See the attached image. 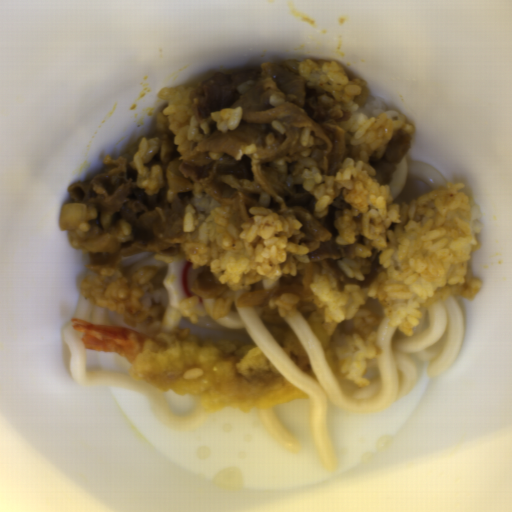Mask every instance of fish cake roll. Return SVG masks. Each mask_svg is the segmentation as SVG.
<instances>
[{"label":"fish cake roll","mask_w":512,"mask_h":512,"mask_svg":"<svg viewBox=\"0 0 512 512\" xmlns=\"http://www.w3.org/2000/svg\"><path fill=\"white\" fill-rule=\"evenodd\" d=\"M191 269L192 265L185 257L177 261H169L167 272L161 282L168 296L167 303L181 311L180 305L186 298L198 297V307L203 312L200 316L207 317L204 297L192 293L189 288L188 274Z\"/></svg>","instance_id":"14b837c1"}]
</instances>
